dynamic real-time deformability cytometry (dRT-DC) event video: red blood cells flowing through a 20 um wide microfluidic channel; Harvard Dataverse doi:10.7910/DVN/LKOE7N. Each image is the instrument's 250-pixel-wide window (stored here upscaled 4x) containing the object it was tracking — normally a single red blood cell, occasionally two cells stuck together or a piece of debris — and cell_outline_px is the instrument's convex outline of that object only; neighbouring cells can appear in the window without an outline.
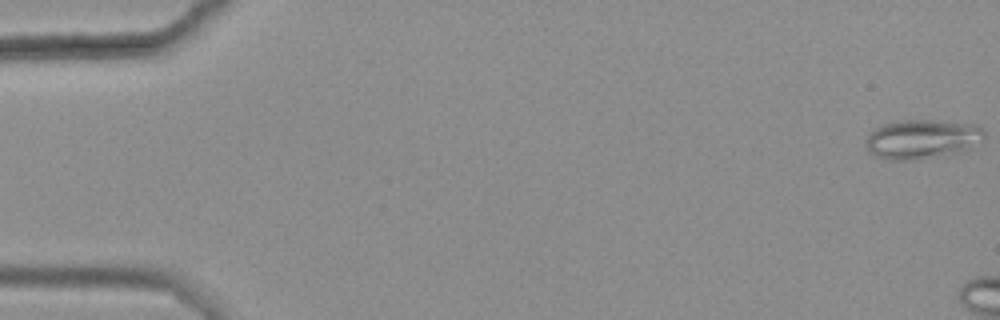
{"species": "common noctule bat (a hibernating species)", "species_latin": "Nyctalus noctula", "temperature_condition": "warm", "stored_images_in_passage": 3, "camera_frame_rate_fps": 3000, "um_per_image_px": 0.085, "animal": {"sex": "female", "body_mass_g": 25.1}, "frame": {"image": 1, "passage_image": 1, "time_ms": 0.0, "image_size_px": [1000, 320], "cell_outline_px": [[984, 136], [960, 148], [940, 156], [920, 160], [888, 160], [876, 156], [868, 152], [864, 144], [864, 140], [876, 128], [884, 124], [904, 120], [932, 120], [976, 124], [984, 128]], "centroid_in_image_um": [78.24, 11.81], "position_along_channel_um": 6.8, "area_um2": 26.41}}